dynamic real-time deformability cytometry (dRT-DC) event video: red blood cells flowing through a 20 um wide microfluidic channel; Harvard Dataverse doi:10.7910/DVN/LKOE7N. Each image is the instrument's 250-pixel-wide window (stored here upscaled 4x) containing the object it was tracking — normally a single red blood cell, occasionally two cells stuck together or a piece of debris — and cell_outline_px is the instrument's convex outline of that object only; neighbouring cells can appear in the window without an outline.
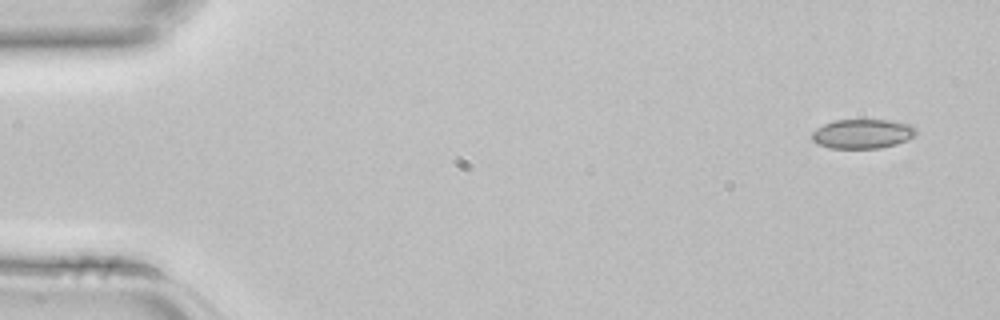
{"species": "common noctule bat (a hibernating species)", "species_latin": "Nyctalus noctula", "temperature_condition": "room temperature", "stored_images_in_passage": 3, "camera_frame_rate_fps": 3000, "um_per_image_px": 0.085, "animal": {"sex": "female", "body_mass_g": 22.7, "forearm_length_mm": 54.2}, "frame": {"image": 1, "passage_image": 1, "time_ms": 0.0, "image_size_px": [1000, 320], "cell_outline_px": [[916, 136], [896, 144], [880, 148], [832, 148], [816, 144], [812, 140], [812, 132], [816, 128], [832, 120], [892, 120], [912, 124], [916, 128]], "centroid_in_image_um": [73.32, 11.36], "position_along_channel_um": 11.7, "area_um2": 18.03}}